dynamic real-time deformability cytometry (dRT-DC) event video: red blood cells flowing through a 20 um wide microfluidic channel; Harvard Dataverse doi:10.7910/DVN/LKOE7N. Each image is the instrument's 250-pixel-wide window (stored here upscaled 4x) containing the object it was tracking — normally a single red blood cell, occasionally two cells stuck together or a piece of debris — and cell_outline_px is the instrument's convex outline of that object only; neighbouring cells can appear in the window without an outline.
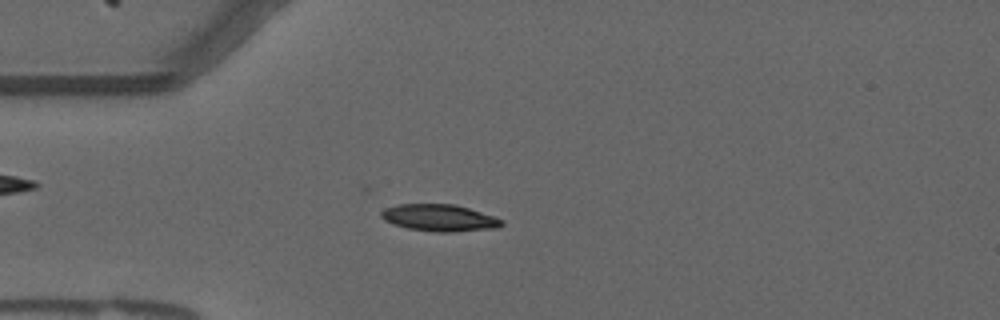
{"species": "common noctule bat (a hibernating species)", "species_latin": "Nyctalus noctula", "temperature_condition": "warm", "stored_images_in_passage": 43, "camera_frame_rate_fps": 3000, "um_per_image_px": 0.085, "animal": {"sex": "male", "forearm_length_mm": 52.5}, "frame": {"image": 1, "passage_image": 3, "time_ms": 0.667, "image_size_px": [1000, 320], "cell_outline_px": [[504, 224], [500, 228], [452, 232], [436, 232], [408, 228], [384, 220], [380, 216], [380, 212], [384, 208], [396, 204], [456, 204], [496, 216], [504, 220]], "centroid_in_image_um": [37.41, 18.51], "position_along_channel_um": 47.6, "area_um2": 19.13}}
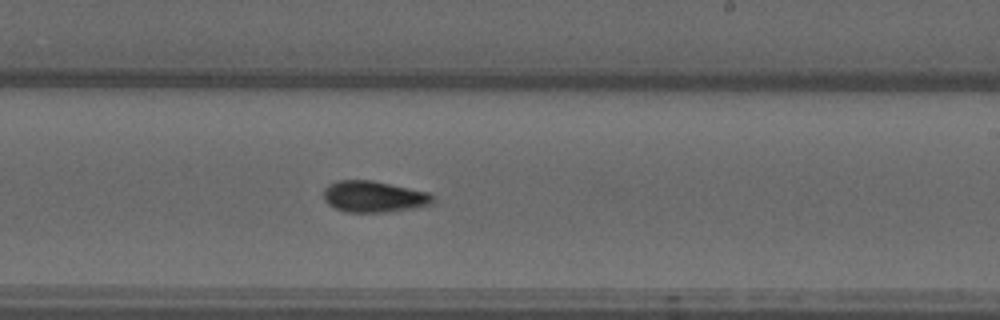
{"frame": {"image": 2, "passage_image": 21, "time_ms": 6.667, "image_size_px": [1000, 320], "cell_outline_px": [[432, 204], [412, 208], [388, 212], [348, 212], [336, 208], [328, 204], [324, 200], [324, 188], [328, 184], [336, 180], [372, 180], [428, 192], [432, 196]], "centroid_in_image_um": [31.73, 16.7], "position_along_channel_um": 257.3, "area_um2": 19.83}}
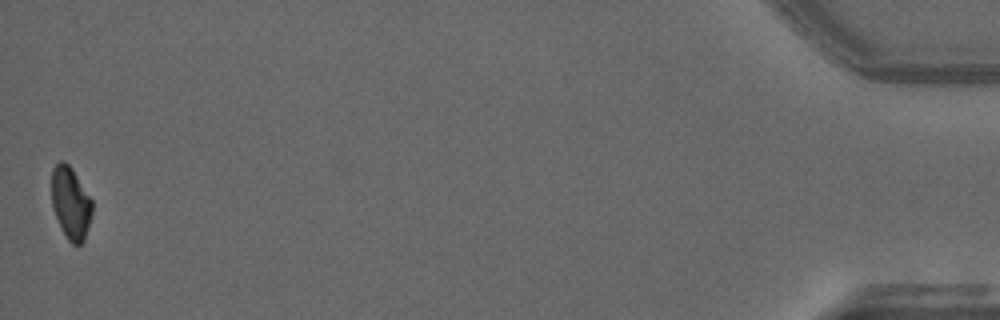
{"frame": {"image": 3, "passage_image": 43, "time_ms": 14.0, "image_size_px": [1000, 320], "cell_outline_px": [[92, 212], [84, 240], [80, 244], [72, 244], [68, 240], [52, 208], [52, 168], [60, 160], [64, 160], [72, 168], [92, 200]], "centroid_in_image_um": [6.0, 17.22], "position_along_channel_um": 429.2, "area_um2": 16.88}, "authors_computed_cell_mechanics": {"area_um2": 18.7272, "velocity_mm_per_s": 3.7127, "shape_relaxation_time_tau1_ms": 7.586, "shape_relaxation_time_tau2_ms": 5.7871, "deformation_change_tau1": 0.1986, "deformation_change_tau2": 0.0981}}